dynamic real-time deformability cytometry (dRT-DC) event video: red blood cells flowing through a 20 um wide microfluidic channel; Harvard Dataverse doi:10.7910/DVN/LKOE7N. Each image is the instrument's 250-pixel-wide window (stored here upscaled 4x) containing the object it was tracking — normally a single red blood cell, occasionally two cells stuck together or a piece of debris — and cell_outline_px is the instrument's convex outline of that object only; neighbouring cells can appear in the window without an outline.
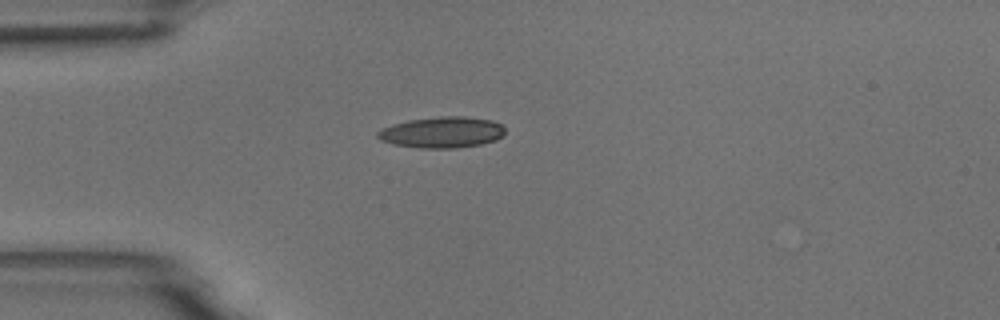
{"species": "common noctule bat (a hibernating species)", "species_latin": "Nyctalus noctula", "temperature_condition": "room temperature", "stored_images_in_passage": 1, "camera_frame_rate_fps": 3000, "um_per_image_px": 0.085, "animal": {"sex": "male", "body_mass_g": 18.8}, "frame": {"image": 1, "passage_image": 1, "time_ms": 0.0, "image_size_px": [1000, 320], "cell_outline_px": [[504, 136], [496, 140], [480, 144], [456, 148], [420, 148], [392, 144], [380, 140], [376, 136], [376, 132], [392, 124], [408, 120], [440, 116], [464, 116], [492, 120], [500, 124], [504, 128]], "centroid_in_image_um": [37.56, 11.24], "position_along_channel_um": 47.4, "area_um2": 23.18}}